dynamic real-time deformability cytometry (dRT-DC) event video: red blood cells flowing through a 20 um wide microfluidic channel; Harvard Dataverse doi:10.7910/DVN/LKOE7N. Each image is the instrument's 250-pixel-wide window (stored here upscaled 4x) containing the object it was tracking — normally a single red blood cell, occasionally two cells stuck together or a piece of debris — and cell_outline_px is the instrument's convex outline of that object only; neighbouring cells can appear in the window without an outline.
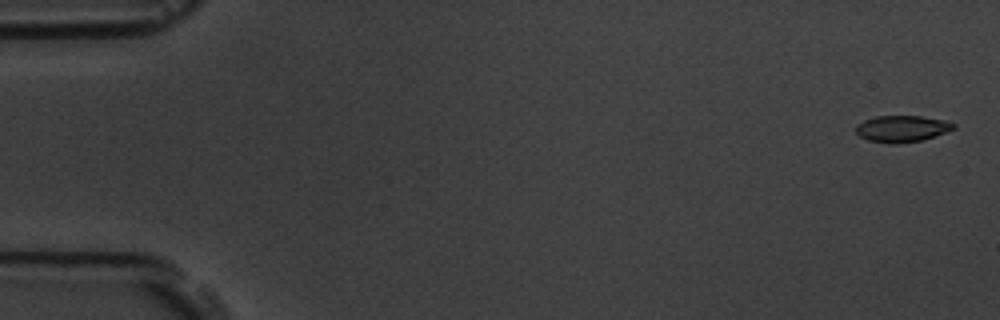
{"species": "common noctule bat (a hibernating species)", "species_latin": "Nyctalus noctula", "temperature_condition": "room temperature", "stored_images_in_passage": 5, "camera_frame_rate_fps": 3000, "um_per_image_px": 0.085, "animal": {"sex": "male", "body_mass_g": 19.5, "forearm_length_mm": 54.6}, "frame": {"image": 1, "passage_image": 1, "time_ms": 0.0, "image_size_px": [1000, 320], "cell_outline_px": [[956, 128], [920, 140], [896, 144], [888, 144], [868, 140], [860, 136], [856, 132], [856, 124], [864, 120], [876, 116], [920, 116], [948, 120], [956, 124]], "centroid_in_image_um": [76.65, 10.93], "position_along_channel_um": 8.3, "area_um2": 15.09}}
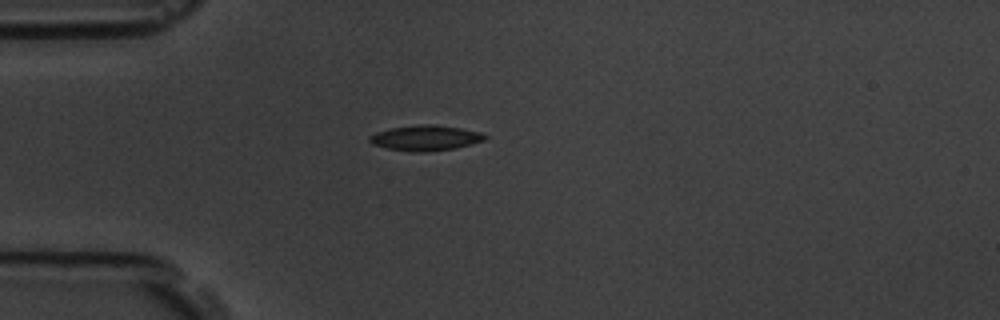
{"frame": {"image": 2, "passage_image": 5, "time_ms": 4.667, "image_size_px": [1000, 320], "cell_outline_px": [[488, 136], [484, 140], [472, 144], [452, 148], [424, 152], [408, 152], [388, 148], [372, 144], [368, 140], [368, 136], [376, 132], [392, 128], [420, 124], [436, 124], [460, 128], [480, 132]], "centroid_in_image_um": [36.14, 11.72], "position_along_channel_um": 48.9, "area_um2": 16.99}}